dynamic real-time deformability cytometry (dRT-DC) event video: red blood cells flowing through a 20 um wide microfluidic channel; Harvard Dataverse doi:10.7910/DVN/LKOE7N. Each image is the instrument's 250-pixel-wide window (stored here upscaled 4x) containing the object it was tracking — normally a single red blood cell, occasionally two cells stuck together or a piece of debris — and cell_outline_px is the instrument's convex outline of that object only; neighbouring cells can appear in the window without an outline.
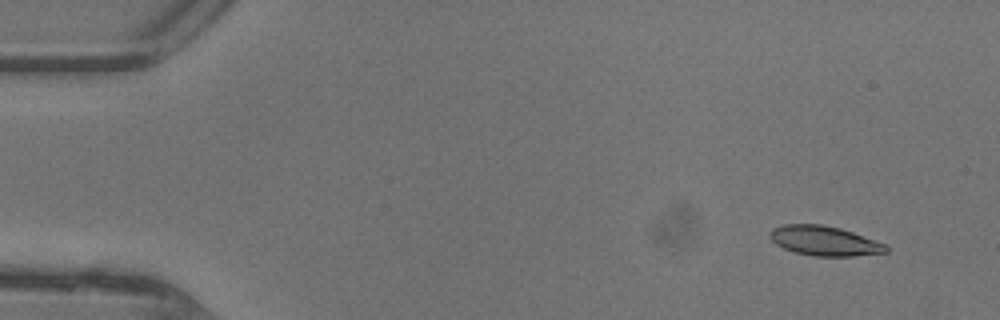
{"species": "common noctule bat (a hibernating species)", "species_latin": "Nyctalus noctula", "temperature_condition": "warm", "stored_images_in_passage": 46, "camera_frame_rate_fps": 3000, "um_per_image_px": 0.085, "animal": {"sex": "female"}, "frame": {"image": 1, "passage_image": 3, "time_ms": 0.667, "image_size_px": [1000, 320], "cell_outline_px": [[888, 252], [852, 256], [812, 256], [792, 252], [776, 244], [768, 236], [768, 232], [772, 228], [784, 224], [820, 224], [840, 228], [888, 244]], "centroid_in_image_um": [70.06, 20.47], "position_along_channel_um": 14.9, "area_um2": 20.29}}
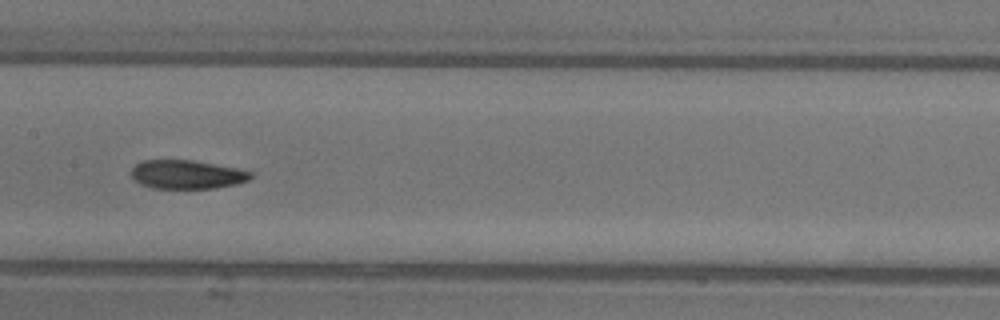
{"frame": {"image": 2, "passage_image": 23, "time_ms": 7.333, "image_size_px": [1000, 320], "cell_outline_px": [[252, 176], [248, 180], [236, 184], [212, 188], [152, 188], [140, 184], [132, 180], [132, 168], [136, 164], [144, 160], [192, 160], [236, 168], [252, 172]], "centroid_in_image_um": [15.85, 14.83], "position_along_channel_um": 191.5, "area_um2": 19.88}}
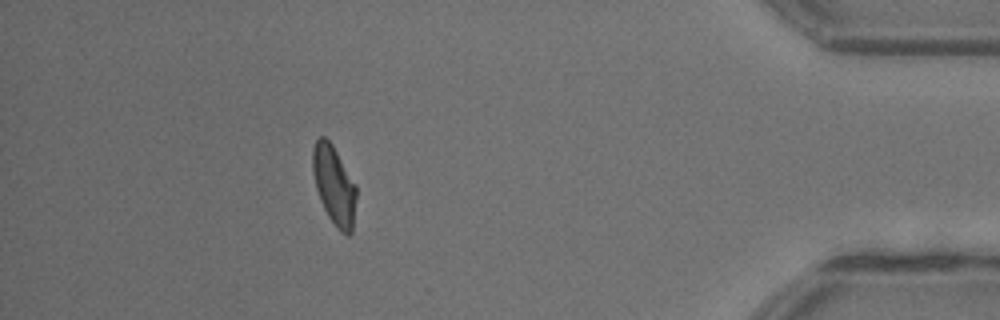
{"frame": {"image": 3, "passage_image": 41, "time_ms": 13.333, "image_size_px": [1000, 320], "cell_outline_px": [[356, 196], [352, 232], [348, 236], [340, 232], [336, 228], [328, 216], [320, 200], [316, 188], [312, 172], [312, 148], [316, 140], [320, 136], [324, 136], [332, 144], [356, 184]], "centroid_in_image_um": [28.39, 15.75], "position_along_channel_um": 406.8, "area_um2": 20.17}, "authors_computed_cell_mechanics": {"area_um2": 20.5479, "velocity_mm_per_s": 4.4479, "shape_relaxation_time_tau1_ms": 6.3881, "shape_relaxation_time_tau2_ms": 2.541, "deformation_change_tau1": 0.195, "deformation_change_tau2": 0.0893}}